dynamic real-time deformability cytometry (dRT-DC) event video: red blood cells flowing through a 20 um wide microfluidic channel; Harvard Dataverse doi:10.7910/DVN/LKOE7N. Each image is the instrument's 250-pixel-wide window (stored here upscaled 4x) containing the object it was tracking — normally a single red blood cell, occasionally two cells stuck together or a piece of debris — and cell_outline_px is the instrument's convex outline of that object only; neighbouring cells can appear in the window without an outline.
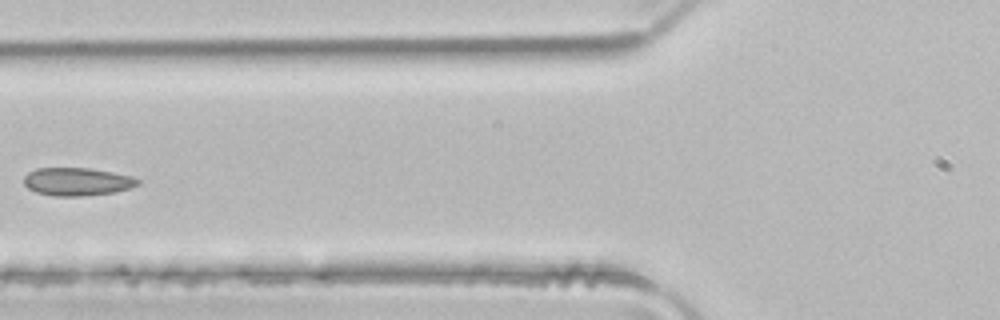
{"species": "common noctule bat (a hibernating species)", "species_latin": "Nyctalus noctula", "temperature_condition": "room temperature", "stored_images_in_passage": 4, "camera_frame_rate_fps": 3000, "um_per_image_px": 0.085, "animal": {"sex": "male", "body_mass_g": 21.5, "forearm_length_mm": 52.0}, "frame": {"image": 1, "passage_image": 4, "time_ms": 1.0, "image_size_px": [1000, 320], "cell_outline_px": [[140, 184], [116, 192], [84, 196], [52, 196], [36, 192], [28, 188], [24, 184], [24, 176], [28, 172], [36, 168], [88, 168], [132, 176], [140, 180]], "centroid_in_image_um": [6.54, 15.44], "position_along_channel_um": 119.3, "area_um2": 18.61}}